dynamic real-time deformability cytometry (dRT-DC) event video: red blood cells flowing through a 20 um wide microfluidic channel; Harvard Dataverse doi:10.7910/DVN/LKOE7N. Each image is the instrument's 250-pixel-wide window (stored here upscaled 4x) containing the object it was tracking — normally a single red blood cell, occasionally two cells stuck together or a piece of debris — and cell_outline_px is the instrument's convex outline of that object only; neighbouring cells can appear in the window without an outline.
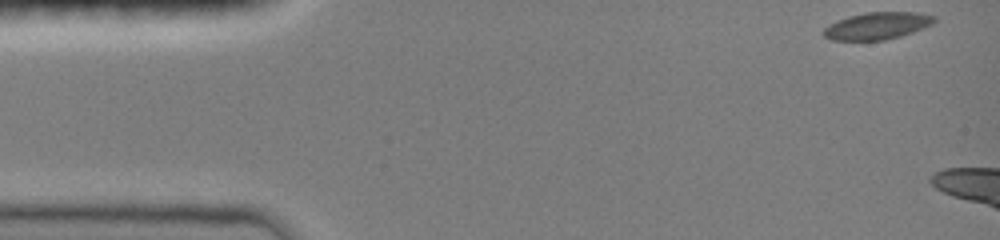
{"species": "common noctule bat (a hibernating species)", "species_latin": "Nyctalus noctula", "temperature_condition": "room temperature", "stored_images_in_passage": 13, "camera_frame_rate_fps": 3000, "um_per_image_px": 0.085, "animal": {"sex": "female", "body_mass_g": 19.0, "forearm_length_mm": 51.5}, "frame": {"image": 1, "passage_image": 1, "time_ms": 0.0, "image_size_px": [1000, 240], "cell_outline_px": [[936, 20], [932, 24], [924, 28], [900, 36], [884, 40], [832, 40], [824, 36], [824, 28], [828, 24], [836, 20], [848, 16], [864, 12], [916, 12], [936, 16]], "centroid_in_image_um": [74.56, 2.18], "position_along_channel_um": 10.4, "area_um2": 17.57}}